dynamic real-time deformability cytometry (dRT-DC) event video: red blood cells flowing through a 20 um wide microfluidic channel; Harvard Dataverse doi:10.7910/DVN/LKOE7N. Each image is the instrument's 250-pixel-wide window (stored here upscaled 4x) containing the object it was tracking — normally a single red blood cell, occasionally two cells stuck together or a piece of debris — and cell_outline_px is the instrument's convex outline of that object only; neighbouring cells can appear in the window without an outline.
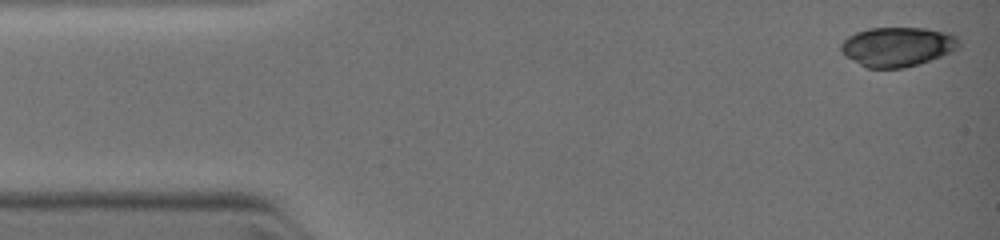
{"species": "common noctule bat (a hibernating species)", "species_latin": "Nyctalus noctula", "temperature_condition": "warm", "stored_images_in_passage": 34, "camera_frame_rate_fps": 3000, "um_per_image_px": 0.085, "animal": {"sex": "female", "body_mass_g": 19.0, "forearm_length_mm": 51.5}, "frame": {"image": 1, "passage_image": 1, "time_ms": 0.0, "image_size_px": [1000, 240], "cell_outline_px": [[960, 44], [956, 48], [940, 56], [920, 64], [904, 68], [868, 68], [844, 56], [840, 52], [840, 44], [848, 36], [856, 32], [868, 28], [924, 28], [952, 32], [960, 40]], "centroid_in_image_um": [76.27, 3.96], "position_along_channel_um": 8.7, "area_um2": 27.28}}
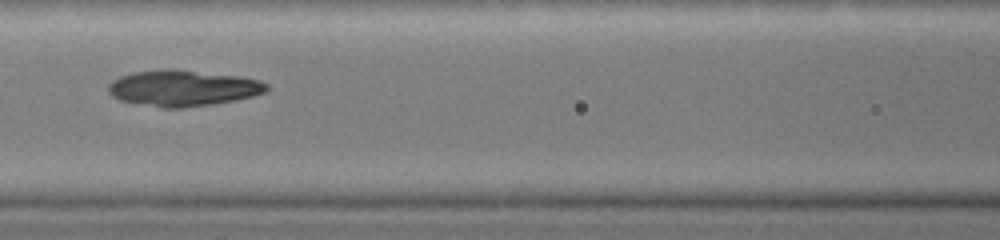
{"frame": {"image": 2, "passage_image": 15, "time_ms": 5.0, "image_size_px": [1000, 240], "cell_outline_px": [[268, 92], [236, 100], [184, 108], [164, 108], [120, 100], [112, 96], [108, 92], [108, 84], [112, 80], [120, 76], [132, 72], [164, 68], [172, 68], [240, 76], [260, 80], [268, 84]], "centroid_in_image_um": [15.55, 7.47], "position_along_channel_um": 151.1, "area_um2": 33.52}}
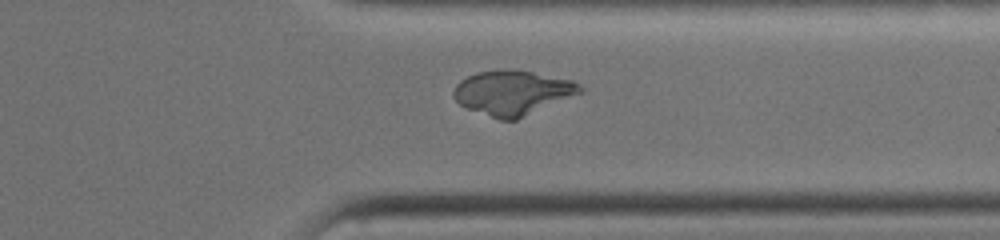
{"frame": {"image": 3, "passage_image": 29, "time_ms": 9.333, "image_size_px": [1000, 240], "cell_outline_px": [[584, 92], [516, 120], [500, 120], [464, 108], [452, 96], [452, 92], [456, 84], [460, 80], [476, 72], [500, 68], [504, 68], [532, 72], [572, 80], [580, 84], [584, 88]], "centroid_in_image_um": [43.56, 7.87], "position_along_channel_um": 367.8, "area_um2": 33.29}}